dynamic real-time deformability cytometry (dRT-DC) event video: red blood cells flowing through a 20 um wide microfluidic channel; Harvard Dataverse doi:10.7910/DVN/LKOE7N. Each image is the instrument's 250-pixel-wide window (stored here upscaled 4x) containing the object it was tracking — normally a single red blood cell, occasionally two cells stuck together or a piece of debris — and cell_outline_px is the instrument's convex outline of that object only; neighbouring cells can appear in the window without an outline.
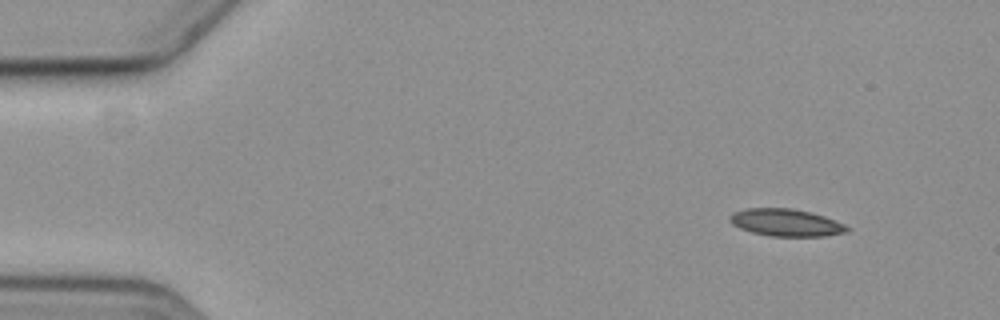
{"species": "common noctule bat (a hibernating species)", "species_latin": "Nyctalus noctula", "temperature_condition": "cold", "stored_images_in_passage": 4, "camera_frame_rate_fps": 3000, "um_per_image_px": 0.085, "animal": {"sex": "female", "body_mass_g": 19.3, "forearm_length_mm": 54.1}, "frame": {"image": 1, "passage_image": 1, "time_ms": 0.0, "image_size_px": [1000, 320], "cell_outline_px": [[852, 228], [848, 232], [824, 236], [768, 236], [752, 232], [740, 228], [732, 224], [728, 220], [728, 216], [736, 212], [748, 208], [792, 208], [824, 216], [844, 224]], "centroid_in_image_um": [66.82, 18.93], "position_along_channel_um": 18.2, "area_um2": 18.61}}
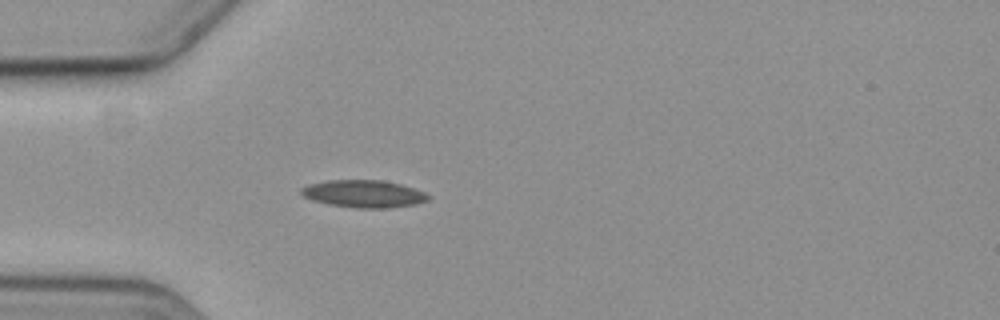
{"frame": {"image": 2, "passage_image": 4, "time_ms": 3.667, "image_size_px": [1000, 320], "cell_outline_px": [[432, 196], [428, 200], [416, 204], [392, 208], [356, 208], [328, 204], [312, 200], [304, 196], [300, 192], [300, 188], [312, 184], [328, 180], [380, 180], [400, 184], [424, 192]], "centroid_in_image_um": [30.94, 16.48], "position_along_channel_um": 54.1, "area_um2": 20.23}}